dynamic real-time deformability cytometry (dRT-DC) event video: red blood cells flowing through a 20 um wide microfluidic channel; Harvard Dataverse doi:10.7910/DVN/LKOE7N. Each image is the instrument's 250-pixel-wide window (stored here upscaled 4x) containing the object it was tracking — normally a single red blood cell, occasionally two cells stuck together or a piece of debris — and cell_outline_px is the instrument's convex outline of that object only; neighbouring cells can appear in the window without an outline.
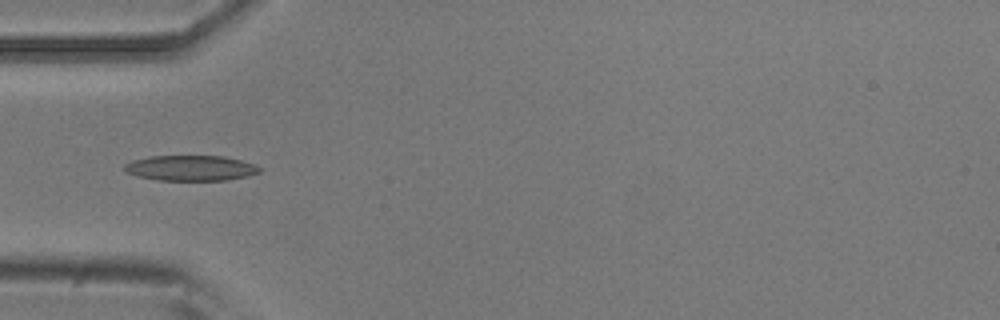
{"species": "common noctule bat (a hibernating species)", "species_latin": "Nyctalus noctula", "temperature_condition": "room temperature", "stored_images_in_passage": 6, "camera_frame_rate_fps": 3000, "um_per_image_px": 0.085, "animal": {"sex": "male", "body_mass_g": 20.5, "forearm_length_mm": 52.5}, "frame": {"image": 1, "passage_image": 4, "time_ms": 1.0, "image_size_px": [1000, 320], "cell_outline_px": [[260, 172], [248, 176], [228, 180], [156, 180], [136, 176], [124, 172], [124, 164], [132, 160], [148, 156], [224, 156], [240, 160], [252, 164], [260, 168]], "centroid_in_image_um": [16.15, 14.29], "position_along_channel_um": 68.9, "area_um2": 20.06}}
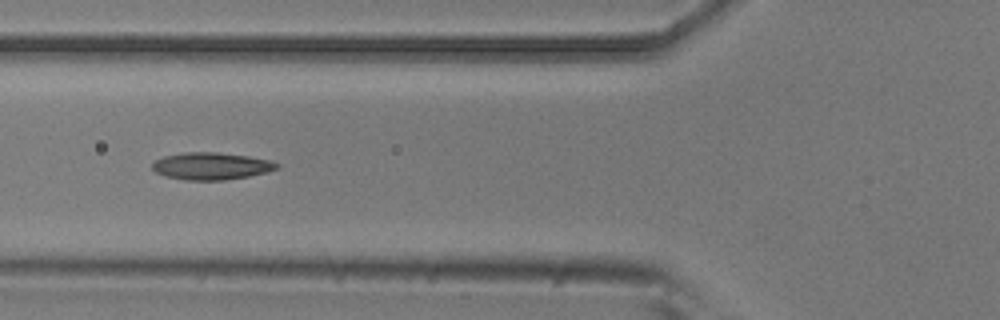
{"frame": {"image": 2, "passage_image": 5, "time_ms": 1.333, "image_size_px": [1000, 320], "cell_outline_px": [[280, 164], [276, 168], [264, 172], [248, 176], [224, 180], [184, 180], [164, 176], [156, 172], [152, 168], [152, 164], [156, 160], [164, 156], [184, 152], [216, 152], [248, 156], [268, 160]], "centroid_in_image_um": [17.9, 14.11], "position_along_channel_um": 107.9, "area_um2": 19.54}}
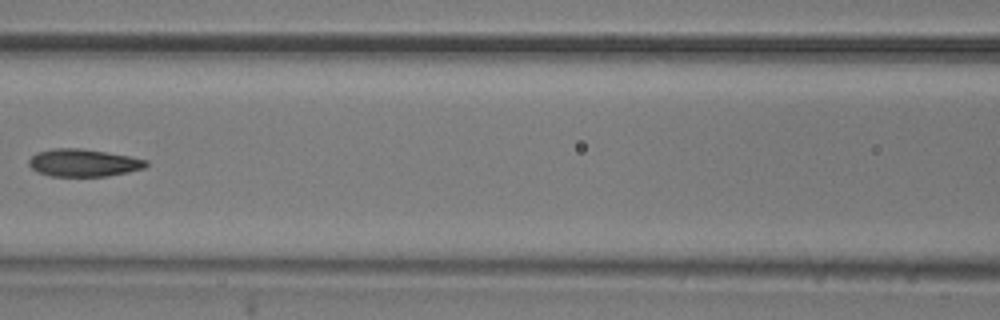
{"frame": {"image": 3, "passage_image": 6, "time_ms": 1.667, "image_size_px": [1000, 320], "cell_outline_px": [[148, 164], [144, 168], [128, 172], [104, 176], [52, 176], [36, 172], [28, 164], [28, 160], [36, 152], [52, 148], [80, 148], [128, 156], [148, 160]], "centroid_in_image_um": [7.05, 13.83], "position_along_channel_um": 159.5, "area_um2": 18.73}}